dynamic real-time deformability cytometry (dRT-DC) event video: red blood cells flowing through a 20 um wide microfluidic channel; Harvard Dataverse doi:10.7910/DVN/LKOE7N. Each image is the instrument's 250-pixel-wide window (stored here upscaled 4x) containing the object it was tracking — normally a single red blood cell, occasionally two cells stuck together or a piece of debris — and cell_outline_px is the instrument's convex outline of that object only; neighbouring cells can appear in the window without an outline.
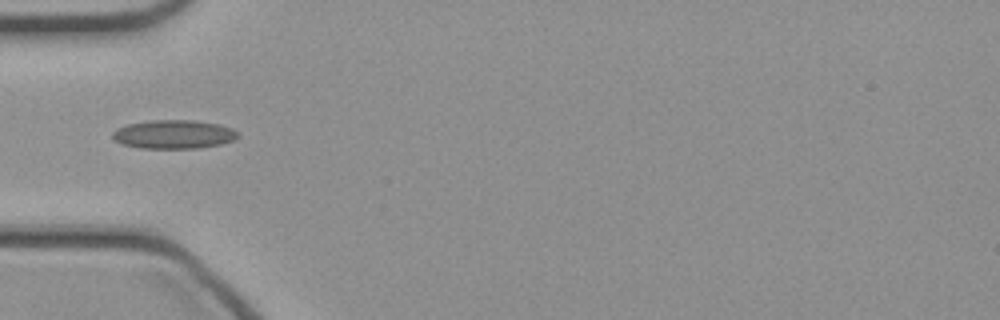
{"species": "common noctule bat (a hibernating species)", "species_latin": "Nyctalus noctula", "temperature_condition": "cold", "stored_images_in_passage": 23, "camera_frame_rate_fps": 3000, "um_per_image_px": 0.085, "animal": {"sex": "female", "body_mass_g": 21.9}, "frame": {"image": 1, "passage_image": 12, "time_ms": 3.667, "image_size_px": [1000, 320], "cell_outline_px": [[240, 136], [236, 140], [220, 144], [200, 148], [140, 148], [124, 144], [116, 140], [112, 136], [112, 132], [116, 128], [128, 124], [152, 120], [196, 120], [220, 124], [232, 128], [240, 132]], "centroid_in_image_um": [14.84, 11.41], "position_along_channel_um": 70.2, "area_um2": 21.15}}
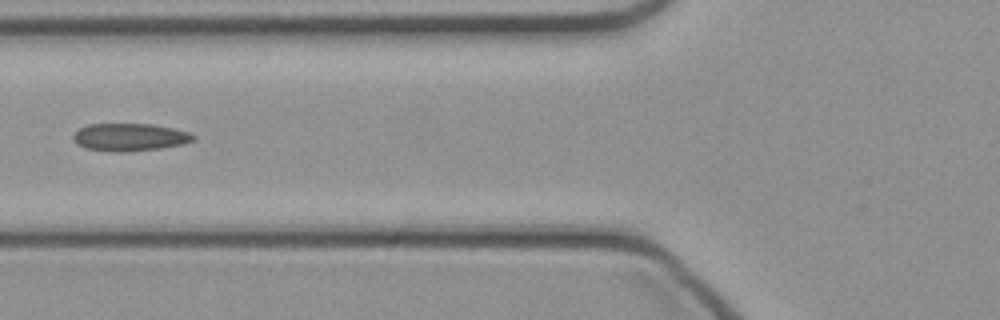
{"frame": {"image": 2, "passage_image": 15, "time_ms": 4.667, "image_size_px": [1000, 320], "cell_outline_px": [[196, 140], [180, 144], [160, 148], [124, 152], [112, 152], [84, 148], [76, 144], [72, 136], [80, 128], [88, 124], [152, 124], [192, 132], [196, 136]], "centroid_in_image_um": [11.03, 11.66], "position_along_channel_um": 114.8, "area_um2": 19.42}}
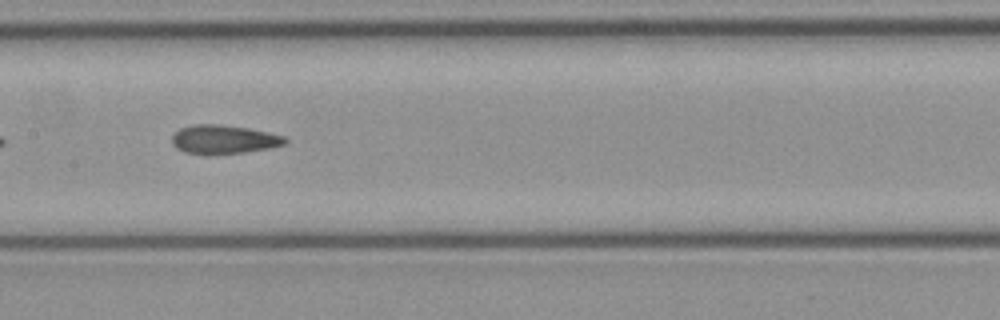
{"frame": {"image": 3, "passage_image": 20, "time_ms": 6.333, "image_size_px": [1000, 320], "cell_outline_px": [[288, 140], [284, 144], [272, 148], [244, 152], [184, 152], [176, 148], [172, 144], [172, 136], [180, 128], [192, 124], [220, 124], [248, 128], [268, 132], [284, 136]], "centroid_in_image_um": [19.04, 11.81], "position_along_channel_um": 188.4, "area_um2": 18.5}}